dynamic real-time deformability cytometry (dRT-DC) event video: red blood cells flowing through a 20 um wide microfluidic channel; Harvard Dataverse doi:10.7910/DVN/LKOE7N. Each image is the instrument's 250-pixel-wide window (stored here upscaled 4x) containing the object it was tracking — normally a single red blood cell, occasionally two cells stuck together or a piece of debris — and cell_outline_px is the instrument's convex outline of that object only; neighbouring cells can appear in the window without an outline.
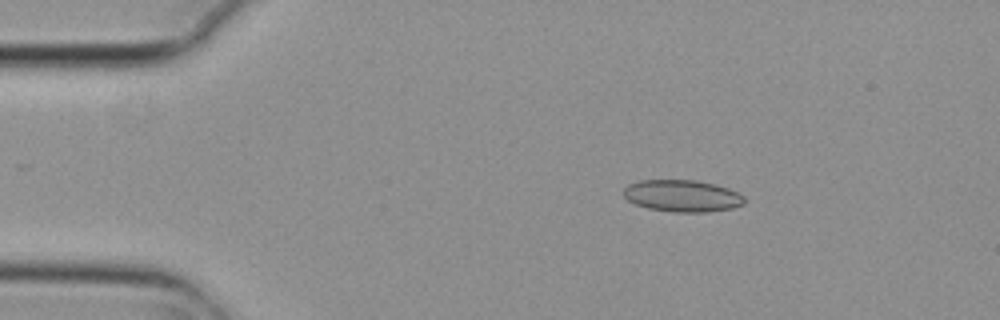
{"species": "common noctule bat (a hibernating species)", "species_latin": "Nyctalus noctula", "temperature_condition": "cold", "stored_images_in_passage": 4, "camera_frame_rate_fps": 3000, "um_per_image_px": 0.085, "animal": {"sex": "female", "body_mass_g": 29.2, "forearm_length_mm": 56.3}, "frame": {"image": 1, "passage_image": 2, "time_ms": 0.333, "image_size_px": [1000, 320], "cell_outline_px": [[744, 204], [732, 208], [708, 212], [672, 212], [648, 208], [636, 204], [628, 200], [624, 196], [624, 188], [628, 184], [640, 180], [696, 180], [728, 188], [744, 196]], "centroid_in_image_um": [57.98, 16.65], "position_along_channel_um": 27.0, "area_um2": 22.37}}
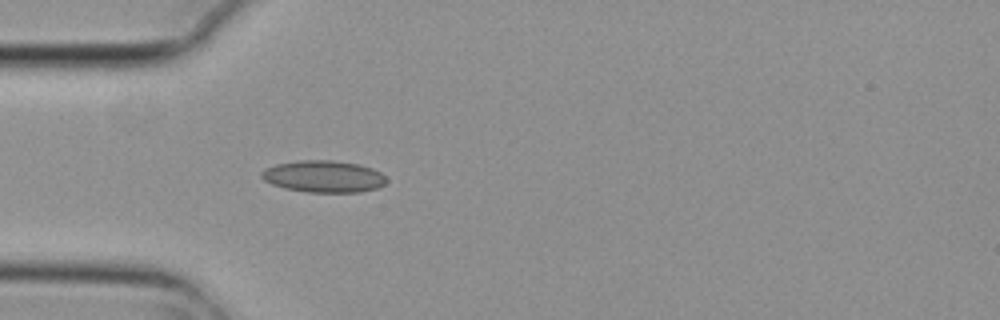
{"frame": {"image": 2, "passage_image": 4, "time_ms": 1.0, "image_size_px": [1000, 320], "cell_outline_px": [[388, 180], [384, 184], [376, 188], [360, 192], [308, 192], [284, 188], [272, 184], [264, 180], [260, 176], [260, 172], [264, 168], [276, 164], [300, 160], [332, 160], [360, 164], [372, 168], [380, 172]], "centroid_in_image_um": [27.49, 14.99], "position_along_channel_um": 57.5, "area_um2": 23.29}}